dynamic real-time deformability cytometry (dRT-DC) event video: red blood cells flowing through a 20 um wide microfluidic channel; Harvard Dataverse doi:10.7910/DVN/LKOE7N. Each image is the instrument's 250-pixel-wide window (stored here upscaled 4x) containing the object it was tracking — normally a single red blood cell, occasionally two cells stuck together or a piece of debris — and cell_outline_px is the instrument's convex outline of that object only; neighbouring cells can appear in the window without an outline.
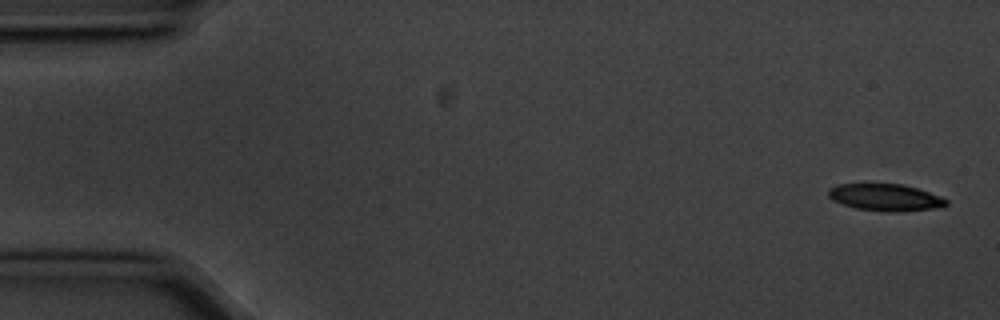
{"species": "common noctule bat (a hibernating species)", "species_latin": "Nyctalus noctula", "temperature_condition": "cold", "stored_images_in_passage": 4, "camera_frame_rate_fps": 3000, "um_per_image_px": 0.085, "animal": {"sex": "male", "body_mass_g": 20.1, "forearm_length_mm": 53.5}, "frame": {"image": 1, "passage_image": 1, "time_ms": 0.0, "image_size_px": [1000, 320], "cell_outline_px": [[948, 204], [932, 208], [900, 212], [884, 212], [856, 208], [832, 200], [828, 196], [828, 188], [836, 184], [872, 180], [904, 184], [940, 196], [948, 200]], "centroid_in_image_um": [75.16, 16.71], "position_along_channel_um": 9.8, "area_um2": 19.42}}
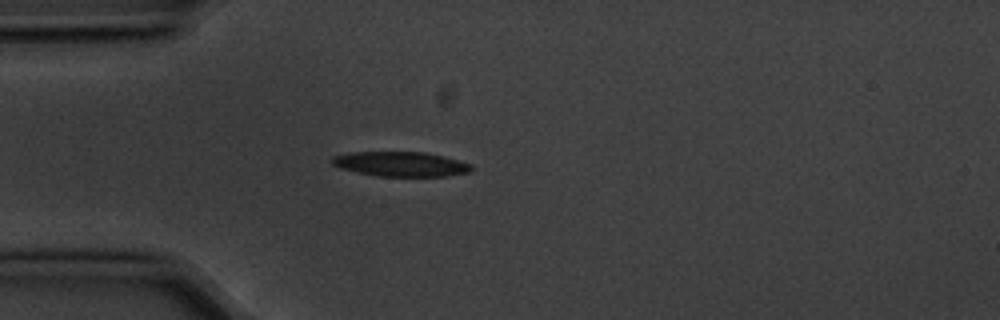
{"frame": {"image": 2, "passage_image": 4, "time_ms": 1.0, "image_size_px": [1000, 320], "cell_outline_px": [[472, 168], [468, 172], [444, 176], [376, 176], [340, 168], [332, 164], [332, 156], [348, 152], [424, 152], [444, 156], [472, 164]], "centroid_in_image_um": [34.04, 13.94], "position_along_channel_um": 51.0, "area_um2": 20.0}}